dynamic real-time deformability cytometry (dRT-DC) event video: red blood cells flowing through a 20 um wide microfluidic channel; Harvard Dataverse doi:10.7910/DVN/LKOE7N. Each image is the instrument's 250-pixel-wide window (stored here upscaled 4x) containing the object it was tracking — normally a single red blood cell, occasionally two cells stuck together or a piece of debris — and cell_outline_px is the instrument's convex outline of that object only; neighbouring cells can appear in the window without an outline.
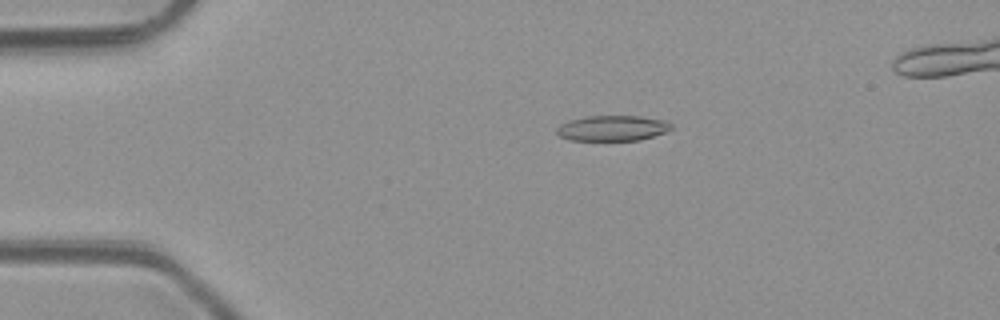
{"species": "common noctule bat (a hibernating species)", "species_latin": "Nyctalus noctula", "temperature_condition": "room temperature", "stored_images_in_passage": 2, "camera_frame_rate_fps": 3000, "um_per_image_px": 0.085, "animal": {"sex": "male", "body_mass_g": 23.1, "forearm_length_mm": 52.7}, "frame": {"image": 1, "passage_image": 1, "time_ms": 0.0, "image_size_px": [1000, 320], "cell_outline_px": [[672, 128], [664, 132], [640, 140], [572, 140], [560, 136], [556, 132], [556, 128], [560, 124], [568, 120], [588, 116], [640, 116], [664, 120], [672, 124]], "centroid_in_image_um": [52.04, 10.89], "position_along_channel_um": 33.0, "area_um2": 16.88}}